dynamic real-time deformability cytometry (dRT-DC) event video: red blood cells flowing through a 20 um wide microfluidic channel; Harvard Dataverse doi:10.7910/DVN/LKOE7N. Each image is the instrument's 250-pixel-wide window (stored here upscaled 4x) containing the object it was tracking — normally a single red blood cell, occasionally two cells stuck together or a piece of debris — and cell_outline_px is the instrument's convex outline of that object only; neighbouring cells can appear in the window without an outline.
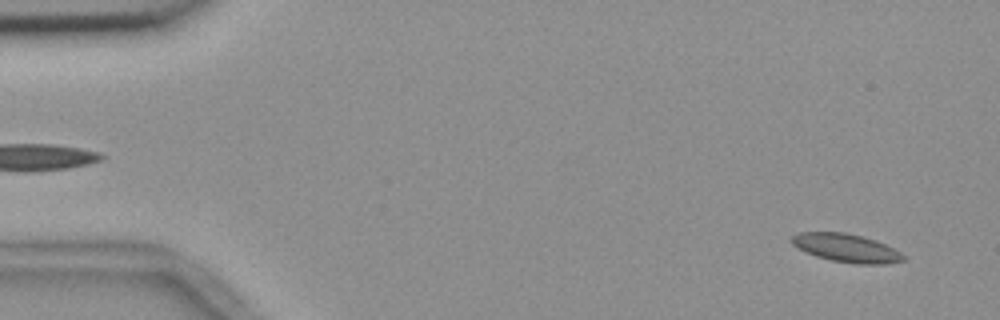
{"species": "common noctule bat (a hibernating species)", "species_latin": "Nyctalus noctula", "temperature_condition": "room temperature", "stored_images_in_passage": 55, "camera_frame_rate_fps": 3000, "um_per_image_px": 0.085, "animal": {"sex": "female", "body_mass_g": 18.4}, "frame": {"image": 1, "passage_image": 3, "time_ms": 0.667, "image_size_px": [1000, 320], "cell_outline_px": [[904, 260], [888, 264], [856, 264], [832, 260], [816, 256], [792, 244], [788, 240], [792, 236], [800, 232], [844, 232], [860, 236], [884, 244], [900, 252], [904, 256]], "centroid_in_image_um": [71.91, 21.08], "position_along_channel_um": 13.1, "area_um2": 18.09}}
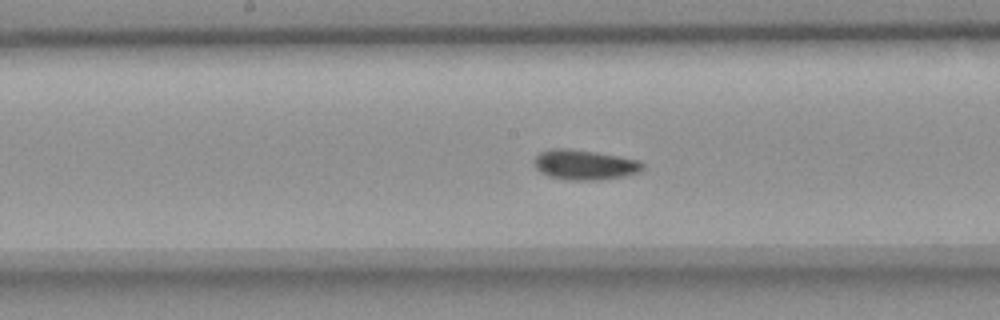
{"frame": {"image": 2, "passage_image": 28, "time_ms": 9.0, "image_size_px": [1000, 320], "cell_outline_px": [[644, 168], [640, 172], [624, 176], [600, 180], [568, 180], [548, 176], [540, 172], [536, 168], [532, 160], [540, 152], [548, 148], [572, 148], [596, 152], [640, 160], [644, 164]], "centroid_in_image_um": [49.67, 14.0], "position_along_channel_um": 198.5, "area_um2": 19.31}}
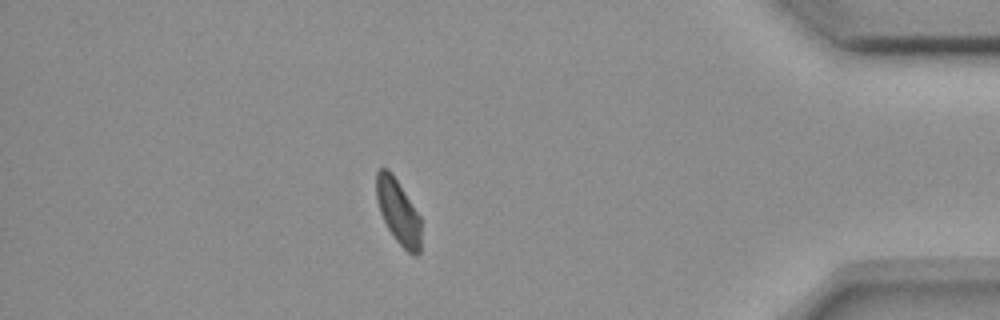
{"frame": {"image": 3, "passage_image": 48, "time_ms": 15.667, "image_size_px": [1000, 320], "cell_outline_px": [[420, 252], [416, 256], [412, 256], [396, 240], [388, 228], [380, 212], [376, 200], [376, 172], [380, 168], [388, 168], [392, 172], [420, 216]], "centroid_in_image_um": [33.84, 17.97], "position_along_channel_um": 401.4, "area_um2": 16.82}, "authors_computed_cell_mechanics": {"area_um2": 18.1492, "velocity_mm_per_s": 3.6489, "shape_relaxation_time_tau1_ms": null, "shape_relaxation_time_tau2_ms": 1.6699, "deformation_change_tau1": null, "deformation_change_tau2": 0.056}}